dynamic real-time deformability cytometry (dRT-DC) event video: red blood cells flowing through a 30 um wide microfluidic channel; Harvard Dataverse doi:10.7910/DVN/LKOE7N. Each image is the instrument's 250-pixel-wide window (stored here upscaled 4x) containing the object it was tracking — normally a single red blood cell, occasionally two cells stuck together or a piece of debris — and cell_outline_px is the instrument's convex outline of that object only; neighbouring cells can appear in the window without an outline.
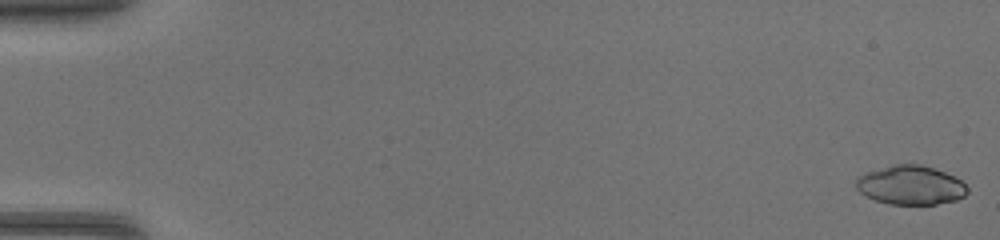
{"species": "common noctule bat (a hibernating species)", "species_latin": "Nyctalus noctula", "temperature_condition": "warm", "stored_images_in_passage": 47, "camera_frame_rate_fps": 3000, "um_per_image_px": 0.085, "animal": {"sex": "female", "body_mass_g": 17.0, "forearm_length_mm": 48.0}, "frame": {"image": 1, "passage_image": 1, "time_ms": 0.0, "image_size_px": [1000, 240], "cell_outline_px": [[968, 192], [964, 196], [956, 200], [936, 204], [888, 204], [876, 200], [860, 192], [856, 188], [856, 176], [892, 164], [920, 164], [944, 172], [960, 180], [968, 188]], "centroid_in_image_um": [77.39, 15.74], "position_along_channel_um": 7.6, "area_um2": 25.14}}